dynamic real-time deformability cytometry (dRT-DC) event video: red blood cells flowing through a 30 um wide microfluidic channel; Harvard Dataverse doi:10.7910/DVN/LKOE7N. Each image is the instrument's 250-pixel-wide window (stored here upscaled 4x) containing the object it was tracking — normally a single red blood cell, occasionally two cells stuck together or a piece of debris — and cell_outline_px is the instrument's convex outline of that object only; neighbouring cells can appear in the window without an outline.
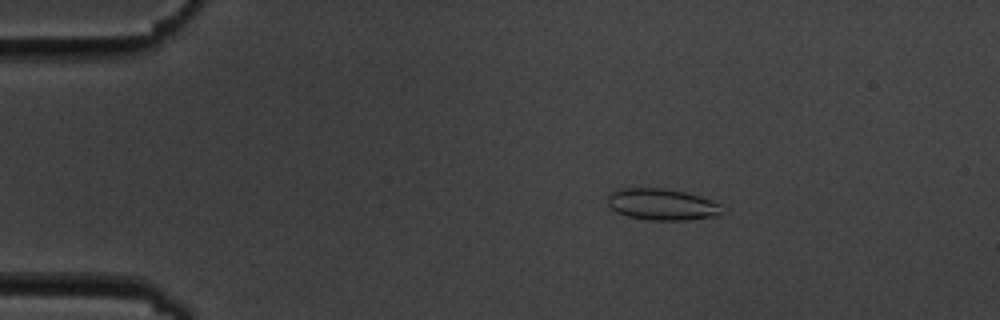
{"species": "common noctule bat (a hibernating species)", "species_latin": "Nyctalus noctula", "temperature_condition": "cold", "stored_images_in_passage": 5, "camera_frame_rate_fps": 3000, "um_per_image_px": 0.085, "animal": {"sex": "male", "body_mass_g": 19.5, "forearm_length_mm": 54.6}, "frame": {"image": 1, "passage_image": 3, "time_ms": 2.667, "image_size_px": [1000, 320], "cell_outline_px": [[720, 216], [688, 220], [652, 220], [628, 216], [616, 212], [608, 204], [608, 196], [612, 192], [620, 188], [664, 188], [684, 192], [700, 196], [712, 200], [720, 204]], "centroid_in_image_um": [56.28, 17.37], "position_along_channel_um": 28.7, "area_um2": 20.92}}
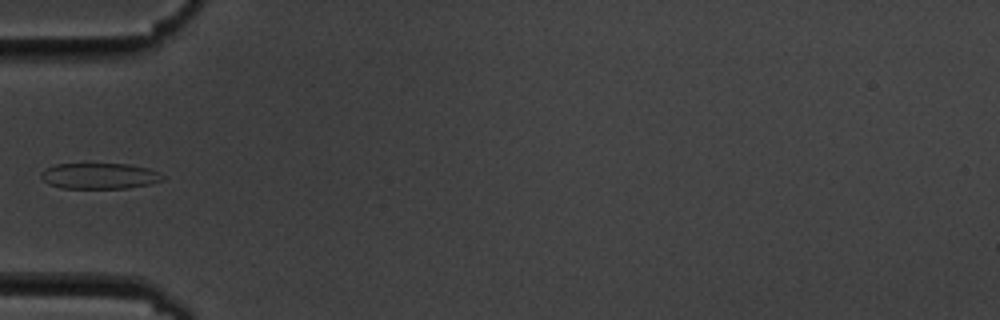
{"frame": {"image": 2, "passage_image": 5, "time_ms": 5.667, "image_size_px": [1000, 320], "cell_outline_px": [[168, 176], [164, 180], [152, 184], [128, 188], [60, 188], [48, 184], [40, 176], [40, 172], [44, 168], [56, 164], [128, 164], [148, 168]], "centroid_in_image_um": [8.48, 14.96], "position_along_channel_um": 76.5, "area_um2": 18.61}}